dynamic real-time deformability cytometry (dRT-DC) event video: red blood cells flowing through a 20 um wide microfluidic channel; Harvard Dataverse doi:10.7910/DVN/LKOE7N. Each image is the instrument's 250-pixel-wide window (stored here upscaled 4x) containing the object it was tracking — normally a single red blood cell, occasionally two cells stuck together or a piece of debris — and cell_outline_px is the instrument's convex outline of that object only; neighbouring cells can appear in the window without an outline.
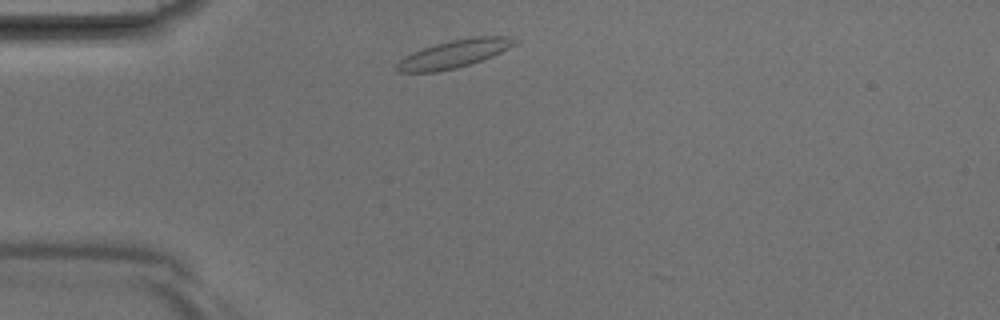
{"species": "Egyptian fruit bat (a non-hibernating species)", "species_latin": "Rousettus aegyptiacus", "temperature_condition": "room temperature", "stored_images_in_passage": 6, "camera_frame_rate_fps": 3000, "um_per_image_px": 0.085, "animal": {"sex": "male"}, "frame": {"image": 1, "passage_image": 2, "time_ms": 0.333, "image_size_px": [1000, 320], "cell_outline_px": [[520, 40], [516, 44], [492, 56], [456, 68], [436, 72], [400, 72], [396, 68], [396, 64], [400, 60], [412, 52], [436, 44], [452, 40], [476, 36], [508, 36]], "centroid_in_image_um": [38.63, 4.57], "position_along_channel_um": 46.4, "area_um2": 18.84}}